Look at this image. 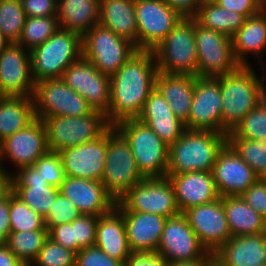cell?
Returning <instances> with one entry per match:
<instances>
[{
  "instance_id": "be15d7a7",
  "label": "cell",
  "mask_w": 266,
  "mask_h": 266,
  "mask_svg": "<svg viewBox=\"0 0 266 266\" xmlns=\"http://www.w3.org/2000/svg\"><path fill=\"white\" fill-rule=\"evenodd\" d=\"M261 179L266 182V172L262 175Z\"/></svg>"
},
{
  "instance_id": "91938a15",
  "label": "cell",
  "mask_w": 266,
  "mask_h": 266,
  "mask_svg": "<svg viewBox=\"0 0 266 266\" xmlns=\"http://www.w3.org/2000/svg\"><path fill=\"white\" fill-rule=\"evenodd\" d=\"M7 44V42L3 39L1 33H0V51L4 48V46Z\"/></svg>"
},
{
  "instance_id": "d6a6232c",
  "label": "cell",
  "mask_w": 266,
  "mask_h": 266,
  "mask_svg": "<svg viewBox=\"0 0 266 266\" xmlns=\"http://www.w3.org/2000/svg\"><path fill=\"white\" fill-rule=\"evenodd\" d=\"M222 204L231 237L266 233V219L254 211L241 196H224Z\"/></svg>"
},
{
  "instance_id": "4fadbf2b",
  "label": "cell",
  "mask_w": 266,
  "mask_h": 266,
  "mask_svg": "<svg viewBox=\"0 0 266 266\" xmlns=\"http://www.w3.org/2000/svg\"><path fill=\"white\" fill-rule=\"evenodd\" d=\"M138 50H154L182 16L163 0H135Z\"/></svg>"
},
{
  "instance_id": "1f68e13d",
  "label": "cell",
  "mask_w": 266,
  "mask_h": 266,
  "mask_svg": "<svg viewBox=\"0 0 266 266\" xmlns=\"http://www.w3.org/2000/svg\"><path fill=\"white\" fill-rule=\"evenodd\" d=\"M100 0H58L57 19L59 27L79 33L99 24Z\"/></svg>"
},
{
  "instance_id": "11a10c76",
  "label": "cell",
  "mask_w": 266,
  "mask_h": 266,
  "mask_svg": "<svg viewBox=\"0 0 266 266\" xmlns=\"http://www.w3.org/2000/svg\"><path fill=\"white\" fill-rule=\"evenodd\" d=\"M0 266H26L4 244L0 243Z\"/></svg>"
},
{
  "instance_id": "74e56055",
  "label": "cell",
  "mask_w": 266,
  "mask_h": 266,
  "mask_svg": "<svg viewBox=\"0 0 266 266\" xmlns=\"http://www.w3.org/2000/svg\"><path fill=\"white\" fill-rule=\"evenodd\" d=\"M10 232L48 230L44 217L32 210L12 191L9 192Z\"/></svg>"
},
{
  "instance_id": "ba28073f",
  "label": "cell",
  "mask_w": 266,
  "mask_h": 266,
  "mask_svg": "<svg viewBox=\"0 0 266 266\" xmlns=\"http://www.w3.org/2000/svg\"><path fill=\"white\" fill-rule=\"evenodd\" d=\"M49 151L79 146L100 137L110 125L103 112L93 110L80 117L51 116L42 119Z\"/></svg>"
},
{
  "instance_id": "cb8c5ba5",
  "label": "cell",
  "mask_w": 266,
  "mask_h": 266,
  "mask_svg": "<svg viewBox=\"0 0 266 266\" xmlns=\"http://www.w3.org/2000/svg\"><path fill=\"white\" fill-rule=\"evenodd\" d=\"M171 180L176 203L181 213L190 207L202 205L220 198L212 171H193L167 175Z\"/></svg>"
},
{
  "instance_id": "6125c7cd",
  "label": "cell",
  "mask_w": 266,
  "mask_h": 266,
  "mask_svg": "<svg viewBox=\"0 0 266 266\" xmlns=\"http://www.w3.org/2000/svg\"><path fill=\"white\" fill-rule=\"evenodd\" d=\"M262 11L266 13V0H261Z\"/></svg>"
},
{
  "instance_id": "484cf974",
  "label": "cell",
  "mask_w": 266,
  "mask_h": 266,
  "mask_svg": "<svg viewBox=\"0 0 266 266\" xmlns=\"http://www.w3.org/2000/svg\"><path fill=\"white\" fill-rule=\"evenodd\" d=\"M131 251H156L166 217L143 212L120 211Z\"/></svg>"
},
{
  "instance_id": "8d00e7d4",
  "label": "cell",
  "mask_w": 266,
  "mask_h": 266,
  "mask_svg": "<svg viewBox=\"0 0 266 266\" xmlns=\"http://www.w3.org/2000/svg\"><path fill=\"white\" fill-rule=\"evenodd\" d=\"M59 28L57 16L26 17L17 43L31 51L48 40Z\"/></svg>"
},
{
  "instance_id": "9f6ffc18",
  "label": "cell",
  "mask_w": 266,
  "mask_h": 266,
  "mask_svg": "<svg viewBox=\"0 0 266 266\" xmlns=\"http://www.w3.org/2000/svg\"><path fill=\"white\" fill-rule=\"evenodd\" d=\"M213 255L214 253L207 252L200 259L168 262L167 266H205Z\"/></svg>"
},
{
  "instance_id": "d4e9b609",
  "label": "cell",
  "mask_w": 266,
  "mask_h": 266,
  "mask_svg": "<svg viewBox=\"0 0 266 266\" xmlns=\"http://www.w3.org/2000/svg\"><path fill=\"white\" fill-rule=\"evenodd\" d=\"M138 119L151 128L168 146L180 138L186 130L185 123L174 115L156 88L150 92Z\"/></svg>"
},
{
  "instance_id": "94428289",
  "label": "cell",
  "mask_w": 266,
  "mask_h": 266,
  "mask_svg": "<svg viewBox=\"0 0 266 266\" xmlns=\"http://www.w3.org/2000/svg\"><path fill=\"white\" fill-rule=\"evenodd\" d=\"M6 97L7 95L1 90V87H0V102H2Z\"/></svg>"
},
{
  "instance_id": "e575fe53",
  "label": "cell",
  "mask_w": 266,
  "mask_h": 266,
  "mask_svg": "<svg viewBox=\"0 0 266 266\" xmlns=\"http://www.w3.org/2000/svg\"><path fill=\"white\" fill-rule=\"evenodd\" d=\"M202 26L232 38L246 19L235 11L225 10L213 0H205L193 16Z\"/></svg>"
},
{
  "instance_id": "816d5d0a",
  "label": "cell",
  "mask_w": 266,
  "mask_h": 266,
  "mask_svg": "<svg viewBox=\"0 0 266 266\" xmlns=\"http://www.w3.org/2000/svg\"><path fill=\"white\" fill-rule=\"evenodd\" d=\"M48 238L77 253V241H74L73 222L50 227L48 229Z\"/></svg>"
},
{
  "instance_id": "8992f818",
  "label": "cell",
  "mask_w": 266,
  "mask_h": 266,
  "mask_svg": "<svg viewBox=\"0 0 266 266\" xmlns=\"http://www.w3.org/2000/svg\"><path fill=\"white\" fill-rule=\"evenodd\" d=\"M82 56V36L59 28L48 40L30 51L34 82L60 79L65 69Z\"/></svg>"
},
{
  "instance_id": "7c38bea8",
  "label": "cell",
  "mask_w": 266,
  "mask_h": 266,
  "mask_svg": "<svg viewBox=\"0 0 266 266\" xmlns=\"http://www.w3.org/2000/svg\"><path fill=\"white\" fill-rule=\"evenodd\" d=\"M197 76L218 77L235 71L240 64L233 54L232 38L200 25L195 20Z\"/></svg>"
},
{
  "instance_id": "4dcf8cb0",
  "label": "cell",
  "mask_w": 266,
  "mask_h": 266,
  "mask_svg": "<svg viewBox=\"0 0 266 266\" xmlns=\"http://www.w3.org/2000/svg\"><path fill=\"white\" fill-rule=\"evenodd\" d=\"M99 24L128 39L138 50L135 0H100Z\"/></svg>"
},
{
  "instance_id": "52a82bcc",
  "label": "cell",
  "mask_w": 266,
  "mask_h": 266,
  "mask_svg": "<svg viewBox=\"0 0 266 266\" xmlns=\"http://www.w3.org/2000/svg\"><path fill=\"white\" fill-rule=\"evenodd\" d=\"M105 161L101 182L116 202L135 184L145 179L138 170L128 141L114 126L107 129Z\"/></svg>"
},
{
  "instance_id": "ab89813d",
  "label": "cell",
  "mask_w": 266,
  "mask_h": 266,
  "mask_svg": "<svg viewBox=\"0 0 266 266\" xmlns=\"http://www.w3.org/2000/svg\"><path fill=\"white\" fill-rule=\"evenodd\" d=\"M227 138L266 141V97L227 134Z\"/></svg>"
},
{
  "instance_id": "277c9868",
  "label": "cell",
  "mask_w": 266,
  "mask_h": 266,
  "mask_svg": "<svg viewBox=\"0 0 266 266\" xmlns=\"http://www.w3.org/2000/svg\"><path fill=\"white\" fill-rule=\"evenodd\" d=\"M128 141L138 170L144 178L167 177L169 146L138 118L114 126Z\"/></svg>"
},
{
  "instance_id": "7bdbcfd3",
  "label": "cell",
  "mask_w": 266,
  "mask_h": 266,
  "mask_svg": "<svg viewBox=\"0 0 266 266\" xmlns=\"http://www.w3.org/2000/svg\"><path fill=\"white\" fill-rule=\"evenodd\" d=\"M34 166L49 185L60 188L65 179V173L59 153L48 150L36 160Z\"/></svg>"
},
{
  "instance_id": "7a4b0ae2",
  "label": "cell",
  "mask_w": 266,
  "mask_h": 266,
  "mask_svg": "<svg viewBox=\"0 0 266 266\" xmlns=\"http://www.w3.org/2000/svg\"><path fill=\"white\" fill-rule=\"evenodd\" d=\"M261 69V78L252 65H240L235 71L218 76L222 96L221 129L226 134L266 97V68Z\"/></svg>"
},
{
  "instance_id": "8fae6325",
  "label": "cell",
  "mask_w": 266,
  "mask_h": 266,
  "mask_svg": "<svg viewBox=\"0 0 266 266\" xmlns=\"http://www.w3.org/2000/svg\"><path fill=\"white\" fill-rule=\"evenodd\" d=\"M34 114L43 119L51 116H86L93 111L88 102L62 79H46L35 83Z\"/></svg>"
},
{
  "instance_id": "9c48e42d",
  "label": "cell",
  "mask_w": 266,
  "mask_h": 266,
  "mask_svg": "<svg viewBox=\"0 0 266 266\" xmlns=\"http://www.w3.org/2000/svg\"><path fill=\"white\" fill-rule=\"evenodd\" d=\"M137 51L136 46L100 24L82 36V56L102 74L112 76Z\"/></svg>"
},
{
  "instance_id": "30bf717a",
  "label": "cell",
  "mask_w": 266,
  "mask_h": 266,
  "mask_svg": "<svg viewBox=\"0 0 266 266\" xmlns=\"http://www.w3.org/2000/svg\"><path fill=\"white\" fill-rule=\"evenodd\" d=\"M119 211L152 213L166 218L180 214L169 177L145 178L116 202Z\"/></svg>"
},
{
  "instance_id": "7dc6e473",
  "label": "cell",
  "mask_w": 266,
  "mask_h": 266,
  "mask_svg": "<svg viewBox=\"0 0 266 266\" xmlns=\"http://www.w3.org/2000/svg\"><path fill=\"white\" fill-rule=\"evenodd\" d=\"M240 196L254 211L266 219V182L258 178Z\"/></svg>"
},
{
  "instance_id": "db71d44e",
  "label": "cell",
  "mask_w": 266,
  "mask_h": 266,
  "mask_svg": "<svg viewBox=\"0 0 266 266\" xmlns=\"http://www.w3.org/2000/svg\"><path fill=\"white\" fill-rule=\"evenodd\" d=\"M10 233L9 193L0 200V243H4Z\"/></svg>"
},
{
  "instance_id": "f907efd6",
  "label": "cell",
  "mask_w": 266,
  "mask_h": 266,
  "mask_svg": "<svg viewBox=\"0 0 266 266\" xmlns=\"http://www.w3.org/2000/svg\"><path fill=\"white\" fill-rule=\"evenodd\" d=\"M225 10L235 11L245 18L254 16L262 11L261 0H213Z\"/></svg>"
},
{
  "instance_id": "f546056e",
  "label": "cell",
  "mask_w": 266,
  "mask_h": 266,
  "mask_svg": "<svg viewBox=\"0 0 266 266\" xmlns=\"http://www.w3.org/2000/svg\"><path fill=\"white\" fill-rule=\"evenodd\" d=\"M95 246L123 264L131 253L123 215L116 207L98 217Z\"/></svg>"
},
{
  "instance_id": "e7e4bbea",
  "label": "cell",
  "mask_w": 266,
  "mask_h": 266,
  "mask_svg": "<svg viewBox=\"0 0 266 266\" xmlns=\"http://www.w3.org/2000/svg\"><path fill=\"white\" fill-rule=\"evenodd\" d=\"M3 172H2V169H1V165H0V175L2 174Z\"/></svg>"
},
{
  "instance_id": "ffe728a7",
  "label": "cell",
  "mask_w": 266,
  "mask_h": 266,
  "mask_svg": "<svg viewBox=\"0 0 266 266\" xmlns=\"http://www.w3.org/2000/svg\"><path fill=\"white\" fill-rule=\"evenodd\" d=\"M212 174L220 197L240 196L259 178L228 142L218 153Z\"/></svg>"
},
{
  "instance_id": "f5cc1de1",
  "label": "cell",
  "mask_w": 266,
  "mask_h": 266,
  "mask_svg": "<svg viewBox=\"0 0 266 266\" xmlns=\"http://www.w3.org/2000/svg\"><path fill=\"white\" fill-rule=\"evenodd\" d=\"M184 17H193L205 0H163Z\"/></svg>"
},
{
  "instance_id": "f35d334b",
  "label": "cell",
  "mask_w": 266,
  "mask_h": 266,
  "mask_svg": "<svg viewBox=\"0 0 266 266\" xmlns=\"http://www.w3.org/2000/svg\"><path fill=\"white\" fill-rule=\"evenodd\" d=\"M26 15L20 0H0V33L7 43H17Z\"/></svg>"
},
{
  "instance_id": "836d02e7",
  "label": "cell",
  "mask_w": 266,
  "mask_h": 266,
  "mask_svg": "<svg viewBox=\"0 0 266 266\" xmlns=\"http://www.w3.org/2000/svg\"><path fill=\"white\" fill-rule=\"evenodd\" d=\"M32 97H6L0 102V142L35 119Z\"/></svg>"
},
{
  "instance_id": "6da1fadb",
  "label": "cell",
  "mask_w": 266,
  "mask_h": 266,
  "mask_svg": "<svg viewBox=\"0 0 266 266\" xmlns=\"http://www.w3.org/2000/svg\"><path fill=\"white\" fill-rule=\"evenodd\" d=\"M156 58L152 50H137L110 77V105L105 113L110 126L138 118L155 88Z\"/></svg>"
},
{
  "instance_id": "f6af8a7d",
  "label": "cell",
  "mask_w": 266,
  "mask_h": 266,
  "mask_svg": "<svg viewBox=\"0 0 266 266\" xmlns=\"http://www.w3.org/2000/svg\"><path fill=\"white\" fill-rule=\"evenodd\" d=\"M99 216L81 214L73 221L74 241H77V253L95 245L96 226Z\"/></svg>"
},
{
  "instance_id": "ac0fdd59",
  "label": "cell",
  "mask_w": 266,
  "mask_h": 266,
  "mask_svg": "<svg viewBox=\"0 0 266 266\" xmlns=\"http://www.w3.org/2000/svg\"><path fill=\"white\" fill-rule=\"evenodd\" d=\"M30 51L18 43H7L0 51V87L9 96L32 97Z\"/></svg>"
},
{
  "instance_id": "681fc988",
  "label": "cell",
  "mask_w": 266,
  "mask_h": 266,
  "mask_svg": "<svg viewBox=\"0 0 266 266\" xmlns=\"http://www.w3.org/2000/svg\"><path fill=\"white\" fill-rule=\"evenodd\" d=\"M168 261L156 251H131L124 266H167Z\"/></svg>"
},
{
  "instance_id": "680465c9",
  "label": "cell",
  "mask_w": 266,
  "mask_h": 266,
  "mask_svg": "<svg viewBox=\"0 0 266 266\" xmlns=\"http://www.w3.org/2000/svg\"><path fill=\"white\" fill-rule=\"evenodd\" d=\"M205 266H225L219 258L213 255L207 262Z\"/></svg>"
},
{
  "instance_id": "4316f807",
  "label": "cell",
  "mask_w": 266,
  "mask_h": 266,
  "mask_svg": "<svg viewBox=\"0 0 266 266\" xmlns=\"http://www.w3.org/2000/svg\"><path fill=\"white\" fill-rule=\"evenodd\" d=\"M214 255L225 266L266 264V233L231 237Z\"/></svg>"
},
{
  "instance_id": "d6986e66",
  "label": "cell",
  "mask_w": 266,
  "mask_h": 266,
  "mask_svg": "<svg viewBox=\"0 0 266 266\" xmlns=\"http://www.w3.org/2000/svg\"><path fill=\"white\" fill-rule=\"evenodd\" d=\"M157 251L168 262L196 260L207 253L183 213L167 218Z\"/></svg>"
},
{
  "instance_id": "2e32d148",
  "label": "cell",
  "mask_w": 266,
  "mask_h": 266,
  "mask_svg": "<svg viewBox=\"0 0 266 266\" xmlns=\"http://www.w3.org/2000/svg\"><path fill=\"white\" fill-rule=\"evenodd\" d=\"M183 214L207 252L216 253L231 238L222 197L190 207Z\"/></svg>"
},
{
  "instance_id": "3957f363",
  "label": "cell",
  "mask_w": 266,
  "mask_h": 266,
  "mask_svg": "<svg viewBox=\"0 0 266 266\" xmlns=\"http://www.w3.org/2000/svg\"><path fill=\"white\" fill-rule=\"evenodd\" d=\"M227 134L211 130H189L169 146L167 175L212 171Z\"/></svg>"
},
{
  "instance_id": "d590c367",
  "label": "cell",
  "mask_w": 266,
  "mask_h": 266,
  "mask_svg": "<svg viewBox=\"0 0 266 266\" xmlns=\"http://www.w3.org/2000/svg\"><path fill=\"white\" fill-rule=\"evenodd\" d=\"M48 239V230L10 232L4 244L26 266H31Z\"/></svg>"
},
{
  "instance_id": "6f0895ef",
  "label": "cell",
  "mask_w": 266,
  "mask_h": 266,
  "mask_svg": "<svg viewBox=\"0 0 266 266\" xmlns=\"http://www.w3.org/2000/svg\"><path fill=\"white\" fill-rule=\"evenodd\" d=\"M11 191V177L2 173L0 175V200Z\"/></svg>"
},
{
  "instance_id": "ee69618b",
  "label": "cell",
  "mask_w": 266,
  "mask_h": 266,
  "mask_svg": "<svg viewBox=\"0 0 266 266\" xmlns=\"http://www.w3.org/2000/svg\"><path fill=\"white\" fill-rule=\"evenodd\" d=\"M80 215L77 207L60 192L44 218L45 226L49 229L52 226L72 223Z\"/></svg>"
},
{
  "instance_id": "bcb514c9",
  "label": "cell",
  "mask_w": 266,
  "mask_h": 266,
  "mask_svg": "<svg viewBox=\"0 0 266 266\" xmlns=\"http://www.w3.org/2000/svg\"><path fill=\"white\" fill-rule=\"evenodd\" d=\"M75 266H124V264L112 259L94 245L76 253Z\"/></svg>"
},
{
  "instance_id": "60d3db41",
  "label": "cell",
  "mask_w": 266,
  "mask_h": 266,
  "mask_svg": "<svg viewBox=\"0 0 266 266\" xmlns=\"http://www.w3.org/2000/svg\"><path fill=\"white\" fill-rule=\"evenodd\" d=\"M227 142L234 148L254 171L261 178L266 172V141L258 142L246 138H227Z\"/></svg>"
},
{
  "instance_id": "83f0119b",
  "label": "cell",
  "mask_w": 266,
  "mask_h": 266,
  "mask_svg": "<svg viewBox=\"0 0 266 266\" xmlns=\"http://www.w3.org/2000/svg\"><path fill=\"white\" fill-rule=\"evenodd\" d=\"M232 45L235 60L240 65H251L247 60L254 54L257 61L261 62L260 67H266L262 58V53L266 52V13L261 11L247 17L232 37Z\"/></svg>"
},
{
  "instance_id": "e0dca14e",
  "label": "cell",
  "mask_w": 266,
  "mask_h": 266,
  "mask_svg": "<svg viewBox=\"0 0 266 266\" xmlns=\"http://www.w3.org/2000/svg\"><path fill=\"white\" fill-rule=\"evenodd\" d=\"M221 115L222 96L219 78L196 76L186 129L225 133L221 129Z\"/></svg>"
},
{
  "instance_id": "44dd1931",
  "label": "cell",
  "mask_w": 266,
  "mask_h": 266,
  "mask_svg": "<svg viewBox=\"0 0 266 266\" xmlns=\"http://www.w3.org/2000/svg\"><path fill=\"white\" fill-rule=\"evenodd\" d=\"M65 176L101 181L107 153V130L97 139L58 152Z\"/></svg>"
},
{
  "instance_id": "b9f144b4",
  "label": "cell",
  "mask_w": 266,
  "mask_h": 266,
  "mask_svg": "<svg viewBox=\"0 0 266 266\" xmlns=\"http://www.w3.org/2000/svg\"><path fill=\"white\" fill-rule=\"evenodd\" d=\"M75 258V252L48 238L31 266H75Z\"/></svg>"
},
{
  "instance_id": "9a60e30c",
  "label": "cell",
  "mask_w": 266,
  "mask_h": 266,
  "mask_svg": "<svg viewBox=\"0 0 266 266\" xmlns=\"http://www.w3.org/2000/svg\"><path fill=\"white\" fill-rule=\"evenodd\" d=\"M62 81L80 94L93 108L103 112L110 105V76L102 74L81 56L70 64L61 76Z\"/></svg>"
},
{
  "instance_id": "c3c4849f",
  "label": "cell",
  "mask_w": 266,
  "mask_h": 266,
  "mask_svg": "<svg viewBox=\"0 0 266 266\" xmlns=\"http://www.w3.org/2000/svg\"><path fill=\"white\" fill-rule=\"evenodd\" d=\"M26 17L57 16L58 0H20Z\"/></svg>"
},
{
  "instance_id": "7402d4cb",
  "label": "cell",
  "mask_w": 266,
  "mask_h": 266,
  "mask_svg": "<svg viewBox=\"0 0 266 266\" xmlns=\"http://www.w3.org/2000/svg\"><path fill=\"white\" fill-rule=\"evenodd\" d=\"M11 191L32 210L46 217L60 189L48 184L34 166L22 167L11 173Z\"/></svg>"
},
{
  "instance_id": "5bb4252c",
  "label": "cell",
  "mask_w": 266,
  "mask_h": 266,
  "mask_svg": "<svg viewBox=\"0 0 266 266\" xmlns=\"http://www.w3.org/2000/svg\"><path fill=\"white\" fill-rule=\"evenodd\" d=\"M48 151L46 128L42 119L35 118L25 128L6 137L0 142V165L2 172L11 176L5 170L3 162L11 161L18 170L34 165L36 160Z\"/></svg>"
},
{
  "instance_id": "5b68a950",
  "label": "cell",
  "mask_w": 266,
  "mask_h": 266,
  "mask_svg": "<svg viewBox=\"0 0 266 266\" xmlns=\"http://www.w3.org/2000/svg\"><path fill=\"white\" fill-rule=\"evenodd\" d=\"M153 53L158 72L197 76L195 18H181Z\"/></svg>"
},
{
  "instance_id": "f1b7e54d",
  "label": "cell",
  "mask_w": 266,
  "mask_h": 266,
  "mask_svg": "<svg viewBox=\"0 0 266 266\" xmlns=\"http://www.w3.org/2000/svg\"><path fill=\"white\" fill-rule=\"evenodd\" d=\"M194 75L158 72L155 88L161 93L174 115L185 124L191 111L194 96Z\"/></svg>"
},
{
  "instance_id": "603a6c76",
  "label": "cell",
  "mask_w": 266,
  "mask_h": 266,
  "mask_svg": "<svg viewBox=\"0 0 266 266\" xmlns=\"http://www.w3.org/2000/svg\"><path fill=\"white\" fill-rule=\"evenodd\" d=\"M59 189L81 214L101 216L116 205L101 181L65 176Z\"/></svg>"
}]
</instances>
